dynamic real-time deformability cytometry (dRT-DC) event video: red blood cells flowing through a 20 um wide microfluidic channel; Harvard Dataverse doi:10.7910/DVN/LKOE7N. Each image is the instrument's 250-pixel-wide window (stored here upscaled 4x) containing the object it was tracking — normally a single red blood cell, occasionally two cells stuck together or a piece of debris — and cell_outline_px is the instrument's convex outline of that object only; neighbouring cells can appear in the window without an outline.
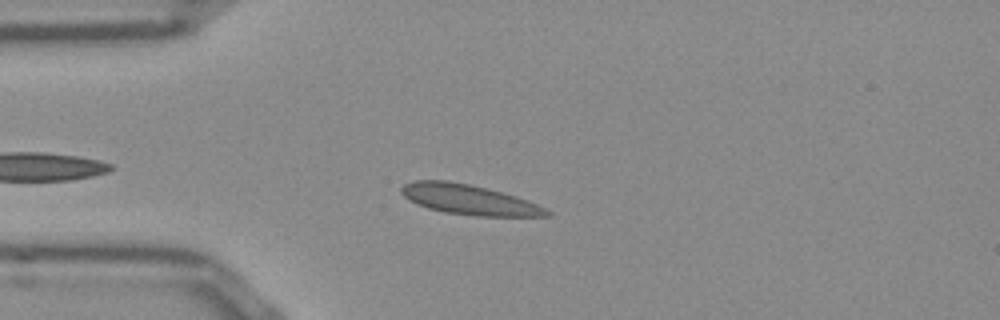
{"species": "Egyptian fruit bat (a non-hibernating species)", "species_latin": "Rousettus aegyptiacus", "temperature_condition": "room temperature", "stored_images_in_passage": 34, "camera_frame_rate_fps": 3000, "um_per_image_px": 0.085, "frame": {"image": 1, "passage_image": 6, "time_ms": 1.667, "image_size_px": [1000, 320], "cell_outline_px": [[552, 216], [476, 216], [444, 212], [428, 208], [416, 204], [404, 196], [400, 192], [400, 188], [404, 184], [412, 180], [448, 180], [468, 184], [516, 196], [528, 200], [552, 212]], "centroid_in_image_um": [39.83, 16.97], "position_along_channel_um": 45.2, "area_um2": 25.37}}
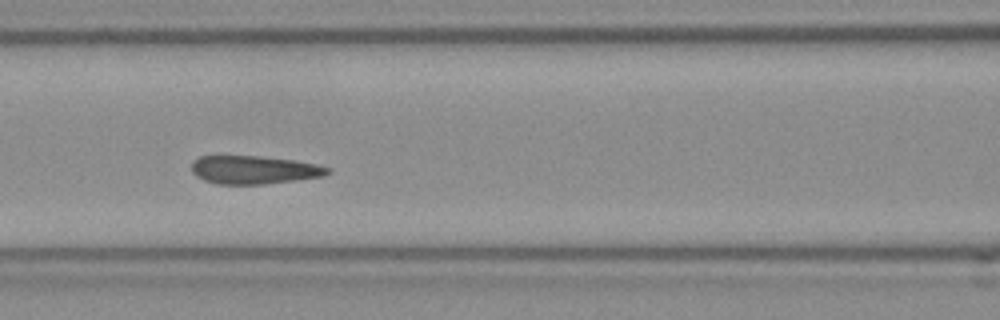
{"frame": {"image": 2, "passage_image": 15, "time_ms": 4.667, "image_size_px": [1000, 320], "cell_outline_px": [[332, 172], [324, 176], [296, 180], [264, 184], [216, 184], [204, 180], [196, 176], [192, 172], [192, 160], [200, 156], [256, 156], [292, 160], [316, 164], [332, 168]], "centroid_in_image_um": [21.6, 14.44], "position_along_channel_um": 145.0, "area_um2": 22.43}}
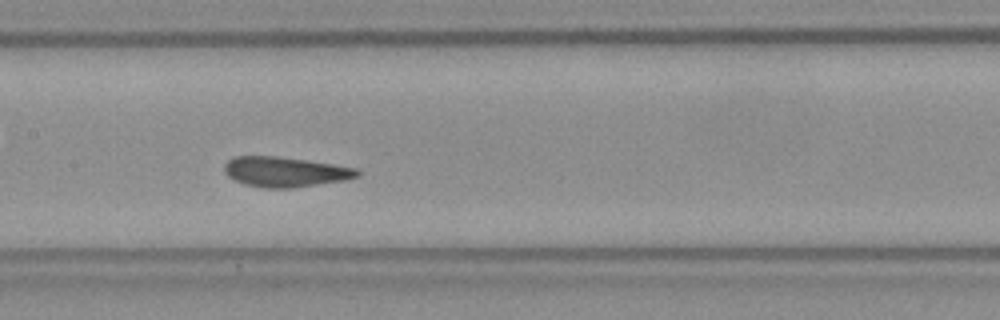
{"frame": {"image": 3, "passage_image": 18, "time_ms": 5.667, "image_size_px": [1000, 320], "cell_outline_px": [[360, 176], [344, 180], [296, 188], [260, 188], [244, 184], [228, 176], [224, 172], [224, 164], [228, 160], [236, 156], [276, 156], [332, 164], [356, 168], [360, 172]], "centroid_in_image_um": [24.22, 14.62], "position_along_channel_um": 183.2, "area_um2": 23.29}}